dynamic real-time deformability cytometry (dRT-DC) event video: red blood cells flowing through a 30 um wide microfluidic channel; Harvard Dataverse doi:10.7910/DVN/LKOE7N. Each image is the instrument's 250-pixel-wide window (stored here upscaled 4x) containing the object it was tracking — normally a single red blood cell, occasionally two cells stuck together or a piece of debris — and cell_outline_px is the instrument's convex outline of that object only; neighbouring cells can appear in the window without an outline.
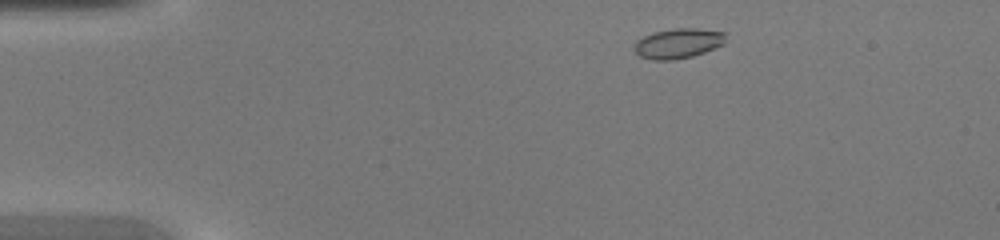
{"species": "common noctule bat (a hibernating species)", "species_latin": "Nyctalus noctula", "temperature_condition": "warm", "stored_images_in_passage": 41, "camera_frame_rate_fps": 3000, "um_per_image_px": 0.085, "animal": {"sex": "female", "body_mass_g": 20.0, "forearm_length_mm": 54.0}, "frame": {"image": 1, "passage_image": 3, "time_ms": 0.667, "image_size_px": [1000, 240], "cell_outline_px": [[724, 44], [704, 52], [692, 56], [672, 60], [652, 60], [640, 56], [632, 48], [636, 40], [652, 32], [676, 28], [696, 28], [724, 32]], "centroid_in_image_um": [57.59, 3.68], "position_along_channel_um": 27.4, "area_um2": 15.95}}
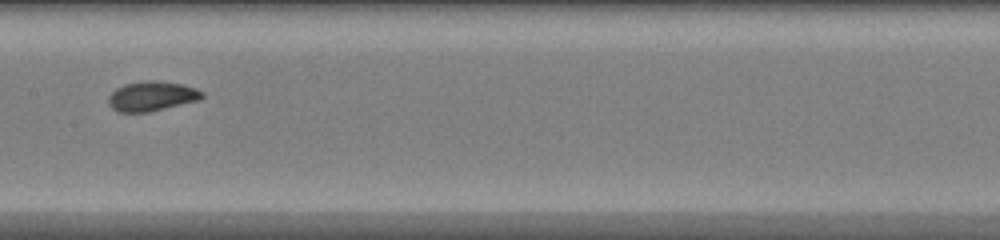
{"frame": {"image": 2, "passage_image": 19, "time_ms": 6.0, "image_size_px": [1000, 240], "cell_outline_px": [[204, 96], [200, 100], [148, 112], [116, 112], [108, 104], [108, 96], [116, 88], [124, 84], [148, 80], [156, 80], [184, 84], [196, 88], [204, 92]], "centroid_in_image_um": [12.91, 8.17], "position_along_channel_um": 194.5, "area_um2": 16.42}}
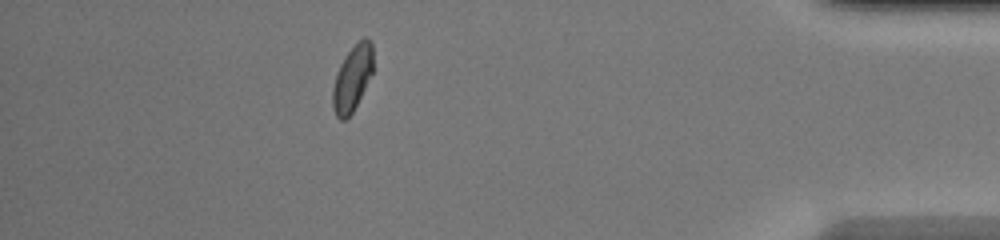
{"frame": {"image": 3, "passage_image": 36, "time_ms": 11.667, "image_size_px": [1000, 240], "cell_outline_px": [[372, 72], [352, 112], [344, 120], [340, 120], [336, 116], [332, 108], [332, 88], [336, 72], [344, 56], [364, 36], [372, 44]], "centroid_in_image_um": [29.9, 6.66], "position_along_channel_um": 405.3, "area_um2": 15.14}}